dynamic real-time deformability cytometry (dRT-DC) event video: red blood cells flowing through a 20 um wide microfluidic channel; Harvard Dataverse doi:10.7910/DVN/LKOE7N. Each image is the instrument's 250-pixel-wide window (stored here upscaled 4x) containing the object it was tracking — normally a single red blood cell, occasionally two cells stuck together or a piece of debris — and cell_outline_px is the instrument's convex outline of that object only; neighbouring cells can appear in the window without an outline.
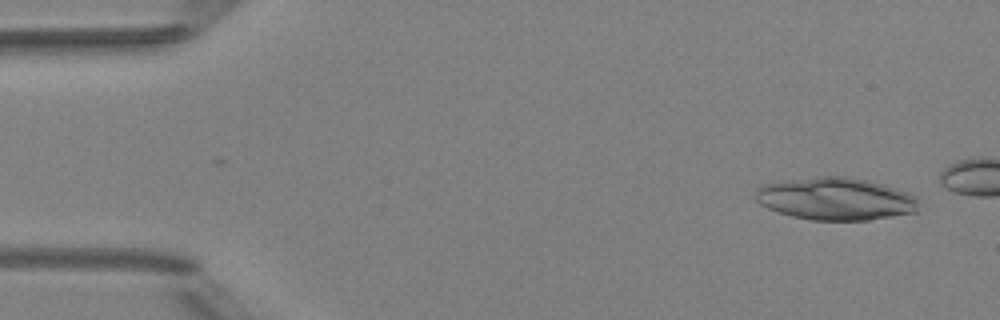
{"species": "Egyptian fruit bat (a non-hibernating species)", "species_latin": "Rousettus aegyptiacus", "temperature_condition": "room temperature", "stored_images_in_passage": 2, "camera_frame_rate_fps": 3000, "um_per_image_px": 0.085, "animal": {"sex": "female"}, "frame": {"image": 1, "passage_image": 2, "time_ms": 1.0, "image_size_px": [1000, 320], "cell_outline_px": [[920, 200], [916, 212], [868, 220], [812, 220], [792, 216], [768, 208], [760, 204], [756, 200], [756, 188], [764, 184], [788, 180], [816, 176], [848, 176], [884, 184], [908, 192], [916, 196]], "centroid_in_image_um": [71.06, 16.89], "position_along_channel_um": 13.9, "area_um2": 40.52}}